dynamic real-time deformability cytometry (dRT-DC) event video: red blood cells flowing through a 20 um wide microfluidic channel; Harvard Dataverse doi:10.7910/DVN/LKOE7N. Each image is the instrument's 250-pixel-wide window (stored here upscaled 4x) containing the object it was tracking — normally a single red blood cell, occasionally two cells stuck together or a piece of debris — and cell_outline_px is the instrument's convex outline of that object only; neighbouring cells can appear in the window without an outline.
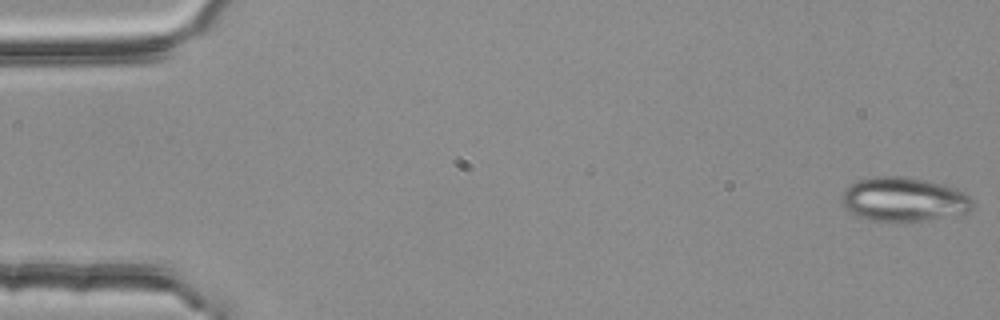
{"species": "common noctule bat (a hibernating species)", "species_latin": "Nyctalus noctula", "temperature_condition": "room temperature", "stored_images_in_passage": 4, "camera_frame_rate_fps": 3000, "um_per_image_px": 0.085, "animal": {"sex": "female", "body_mass_g": 25.1}, "frame": {"image": 1, "passage_image": 1, "time_ms": 0.0, "image_size_px": [1000, 320], "cell_outline_px": [[976, 204], [968, 212], [924, 220], [872, 220], [856, 216], [840, 200], [840, 196], [848, 184], [856, 180], [876, 176], [904, 176], [924, 180], [956, 188], [964, 192]], "centroid_in_image_um": [76.8, 16.92], "position_along_channel_um": 8.2, "area_um2": 33.35}}